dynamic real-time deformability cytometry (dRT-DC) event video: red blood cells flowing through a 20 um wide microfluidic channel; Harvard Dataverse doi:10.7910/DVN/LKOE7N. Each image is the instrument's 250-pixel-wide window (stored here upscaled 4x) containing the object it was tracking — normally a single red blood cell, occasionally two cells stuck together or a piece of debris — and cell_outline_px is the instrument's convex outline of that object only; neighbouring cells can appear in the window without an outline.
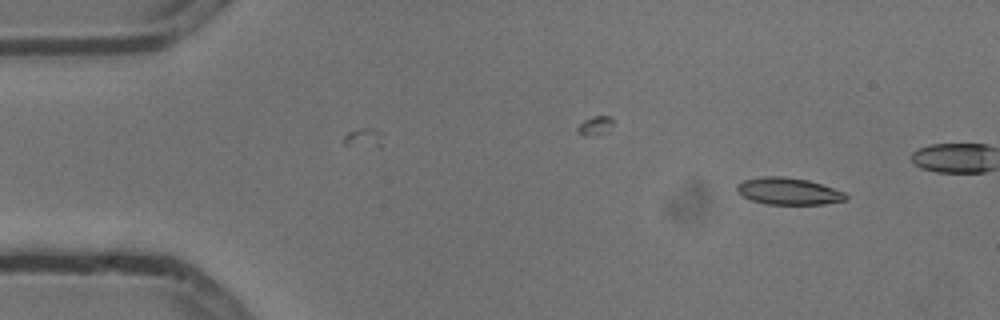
{"species": "common noctule bat (a hibernating species)", "species_latin": "Nyctalus noctula", "temperature_condition": "cold", "stored_images_in_passage": 6, "segment_of_instrument_passage": [1, 2], "camera_frame_rate_fps": 3000, "um_per_image_px": 0.085, "animal": {"sex": "male", "body_mass_g": 13.3}, "frame": {"image": 1, "passage_image": 1, "time_ms": 0.0, "image_size_px": [1000, 320], "cell_outline_px": [[848, 196], [844, 200], [824, 204], [768, 204], [752, 200], [736, 192], [736, 188], [744, 180], [764, 176], [784, 176], [808, 180], [844, 192]], "centroid_in_image_um": [67.01, 16.25], "position_along_channel_um": 18.0, "area_um2": 16.82}}
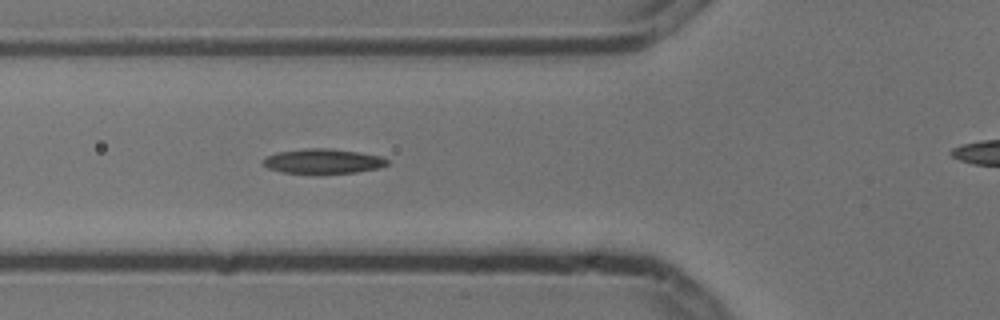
{"frame": {"image": 2, "passage_image": 5, "time_ms": 1.333, "image_size_px": [1000, 320], "cell_outline_px": [[388, 164], [380, 168], [356, 172], [284, 172], [268, 168], [264, 164], [264, 160], [268, 156], [276, 152], [304, 148], [328, 148], [360, 152], [380, 156], [388, 160]], "centroid_in_image_um": [27.49, 13.67], "position_along_channel_um": 98.3, "area_um2": 17.46}}